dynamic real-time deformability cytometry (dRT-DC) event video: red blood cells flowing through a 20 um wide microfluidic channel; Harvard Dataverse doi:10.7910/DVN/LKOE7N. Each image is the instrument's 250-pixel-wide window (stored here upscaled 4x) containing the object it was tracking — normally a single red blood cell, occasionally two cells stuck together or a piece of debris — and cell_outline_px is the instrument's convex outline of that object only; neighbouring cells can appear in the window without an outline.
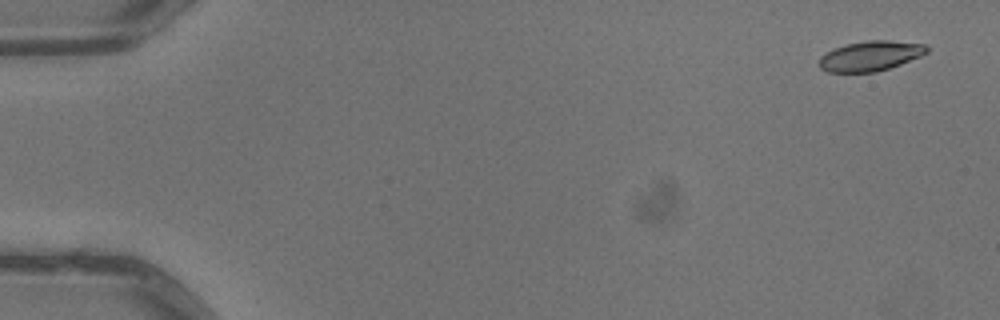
{"species": "common noctule bat (a hibernating species)", "species_latin": "Nyctalus noctula", "temperature_condition": "warm", "stored_images_in_passage": 5, "camera_frame_rate_fps": 3000, "um_per_image_px": 0.085, "animal": {"sex": "male", "body_mass_g": 13.3}, "frame": {"image": 1, "passage_image": 1, "time_ms": 0.0, "image_size_px": [1000, 320], "cell_outline_px": [[928, 52], [920, 56], [900, 64], [876, 72], [828, 72], [820, 68], [820, 56], [836, 48], [848, 44], [868, 40], [888, 40], [924, 44], [928, 48]], "centroid_in_image_um": [73.99, 4.76], "position_along_channel_um": 11.0, "area_um2": 18.5}}
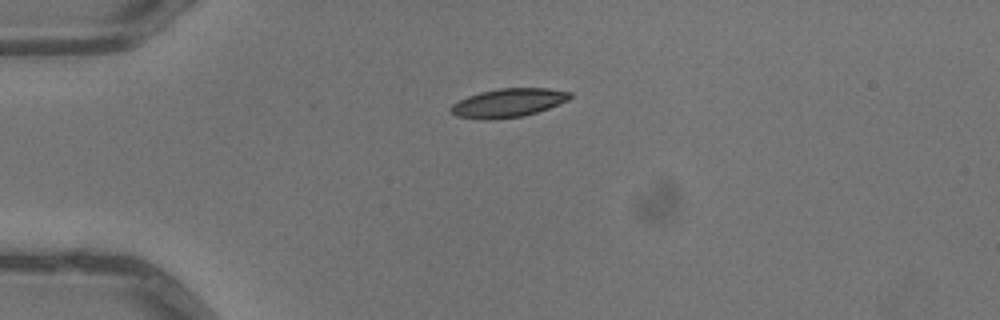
{"frame": {"image": 2, "passage_image": 4, "time_ms": 1.0, "image_size_px": [1000, 320], "cell_outline_px": [[572, 96], [568, 100], [548, 108], [524, 116], [492, 120], [484, 120], [456, 116], [448, 108], [452, 104], [468, 96], [480, 92], [500, 88], [548, 88], [572, 92]], "centroid_in_image_um": [43.19, 8.74], "position_along_channel_um": 41.8, "area_um2": 19.94}}